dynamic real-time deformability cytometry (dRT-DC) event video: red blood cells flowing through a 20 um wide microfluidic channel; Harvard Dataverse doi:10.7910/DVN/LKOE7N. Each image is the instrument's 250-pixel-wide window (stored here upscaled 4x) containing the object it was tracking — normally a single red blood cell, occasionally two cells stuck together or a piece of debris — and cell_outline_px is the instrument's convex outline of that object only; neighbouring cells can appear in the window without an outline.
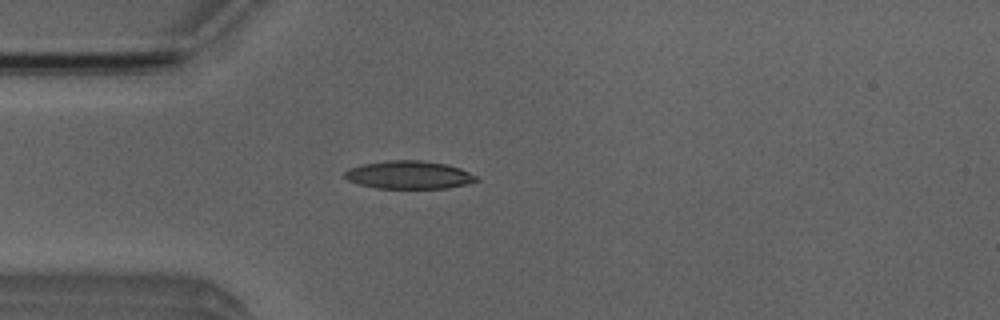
{"species": "Egyptian fruit bat (a non-hibernating species)", "species_latin": "Rousettus aegyptiacus", "temperature_condition": "room temperature", "stored_images_in_passage": 50, "camera_frame_rate_fps": 3000, "um_per_image_px": 0.085, "animal": {"sex": "male"}, "frame": {"image": 1, "passage_image": 13, "time_ms": 4.0, "image_size_px": [1000, 320], "cell_outline_px": [[480, 180], [468, 184], [448, 188], [376, 188], [360, 184], [348, 180], [344, 176], [344, 172], [348, 168], [360, 164], [388, 160], [420, 160], [448, 164], [460, 168], [480, 176]], "centroid_in_image_um": [34.81, 14.86], "position_along_channel_um": 50.2, "area_um2": 21.79}}
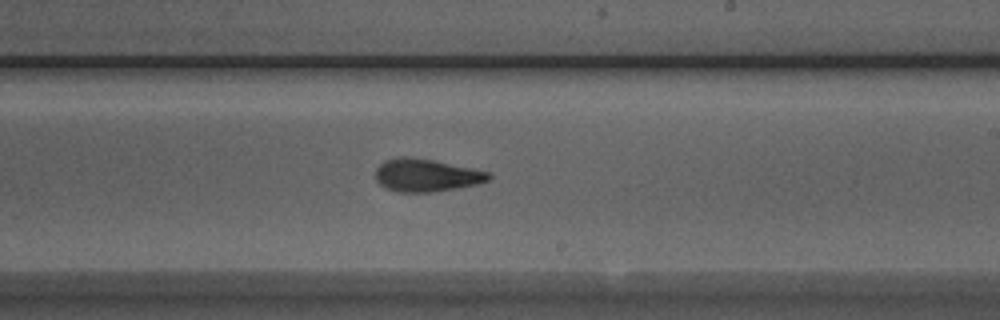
{"frame": {"image": 2, "passage_image": 29, "time_ms": 9.333, "image_size_px": [1000, 320], "cell_outline_px": [[492, 176], [488, 180], [476, 184], [456, 188], [432, 192], [396, 192], [384, 188], [376, 180], [376, 168], [384, 160], [400, 156], [432, 160], [488, 172]], "centroid_in_image_um": [36.17, 14.91], "position_along_channel_um": 252.8, "area_um2": 21.33}}
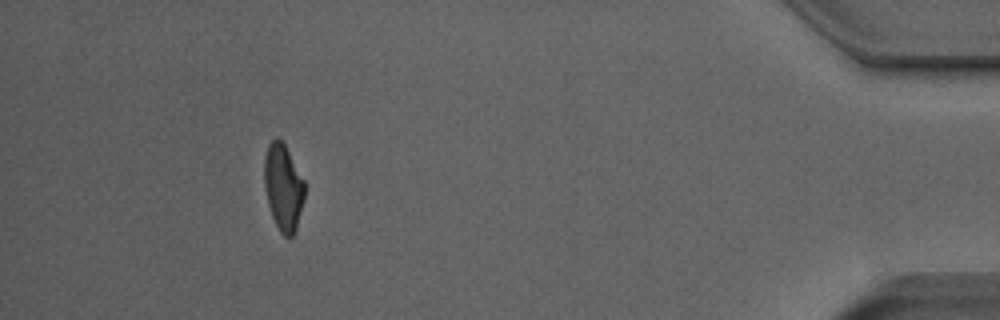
{"frame": {"image": 3, "passage_image": 46, "time_ms": 15.0, "image_size_px": [1000, 320], "cell_outline_px": [[304, 200], [296, 232], [292, 236], [284, 236], [280, 232], [272, 216], [268, 204], [264, 188], [264, 156], [268, 144], [276, 136], [284, 144], [304, 180]], "centroid_in_image_um": [24.07, 15.93], "position_along_channel_um": 411.1, "area_um2": 20.4}, "authors_computed_cell_mechanics": {"area_um2": 21.2415, "velocity_mm_per_s": 3.9624, "shape_relaxation_time_tau1_ms": 5.507, "shape_relaxation_time_tau2_ms": 2.0812, "deformation_change_tau1": 0.1785, "deformation_change_tau2": 0.0927}}